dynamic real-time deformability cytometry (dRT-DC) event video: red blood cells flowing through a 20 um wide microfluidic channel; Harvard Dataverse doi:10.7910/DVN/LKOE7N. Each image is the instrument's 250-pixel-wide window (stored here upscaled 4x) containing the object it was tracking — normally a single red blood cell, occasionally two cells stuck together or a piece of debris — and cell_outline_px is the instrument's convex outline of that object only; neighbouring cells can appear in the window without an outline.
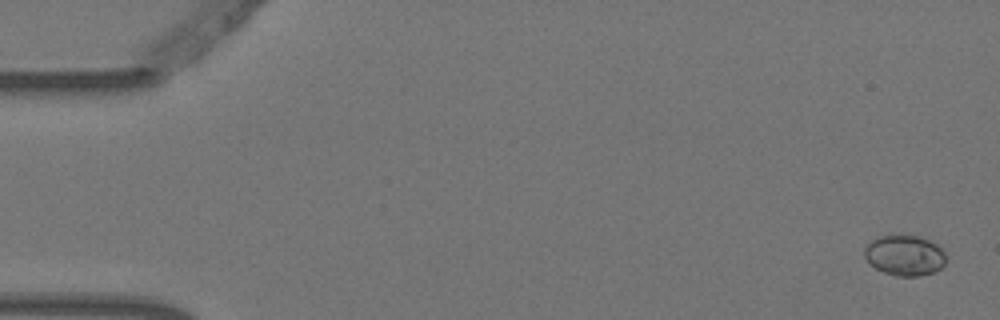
{"species": "Egyptian fruit bat (a non-hibernating species)", "species_latin": "Rousettus aegyptiacus", "temperature_condition": "warm", "stored_images_in_passage": 5, "camera_frame_rate_fps": 3000, "um_per_image_px": 0.085, "animal": {"sex": "female"}, "frame": {"image": 1, "passage_image": 1, "time_ms": 0.0, "image_size_px": [1000, 320], "cell_outline_px": [[944, 264], [936, 272], [920, 276], [896, 276], [884, 272], [876, 268], [864, 256], [864, 248], [872, 240], [880, 236], [920, 236], [944, 248]], "centroid_in_image_um": [76.92, 21.72], "position_along_channel_um": 8.1, "area_um2": 19.07}}
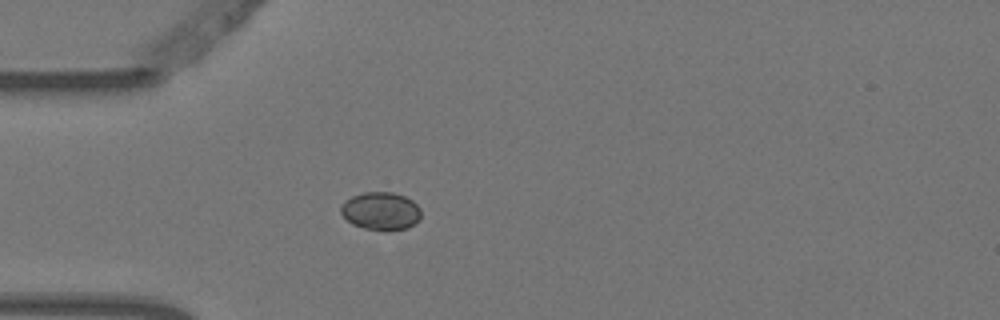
{"frame": {"image": 2, "passage_image": 5, "time_ms": 1.333, "image_size_px": [1000, 320], "cell_outline_px": [[420, 220], [408, 228], [384, 232], [364, 228], [352, 224], [340, 212], [340, 208], [344, 200], [352, 196], [364, 192], [392, 192], [404, 196], [412, 200], [420, 208]], "centroid_in_image_um": [32.37, 17.95], "position_along_channel_um": 52.6, "area_um2": 17.98}}